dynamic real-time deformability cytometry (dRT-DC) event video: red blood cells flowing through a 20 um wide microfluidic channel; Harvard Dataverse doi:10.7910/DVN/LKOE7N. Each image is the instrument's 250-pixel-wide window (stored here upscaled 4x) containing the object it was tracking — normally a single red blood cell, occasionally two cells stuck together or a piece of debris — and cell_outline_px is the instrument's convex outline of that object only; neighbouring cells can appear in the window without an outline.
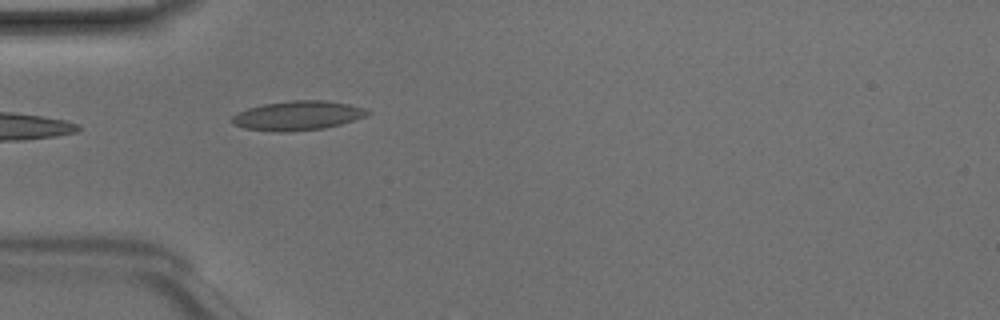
{"species": "Egyptian fruit bat (a non-hibernating species)", "species_latin": "Rousettus aegyptiacus", "temperature_condition": "room temperature", "stored_images_in_passage": 4, "camera_frame_rate_fps": 3000, "um_per_image_px": 0.085, "animal": {"sex": "male"}, "frame": {"image": 1, "passage_image": 1, "time_ms": 0.0, "image_size_px": [1000, 320], "cell_outline_px": [[372, 112], [368, 116], [340, 124], [324, 128], [288, 132], [276, 132], [244, 128], [232, 124], [232, 116], [248, 108], [264, 104], [292, 100], [324, 100], [348, 104], [364, 108]], "centroid_in_image_um": [25.32, 9.83], "position_along_channel_um": 59.7, "area_um2": 23.12}}